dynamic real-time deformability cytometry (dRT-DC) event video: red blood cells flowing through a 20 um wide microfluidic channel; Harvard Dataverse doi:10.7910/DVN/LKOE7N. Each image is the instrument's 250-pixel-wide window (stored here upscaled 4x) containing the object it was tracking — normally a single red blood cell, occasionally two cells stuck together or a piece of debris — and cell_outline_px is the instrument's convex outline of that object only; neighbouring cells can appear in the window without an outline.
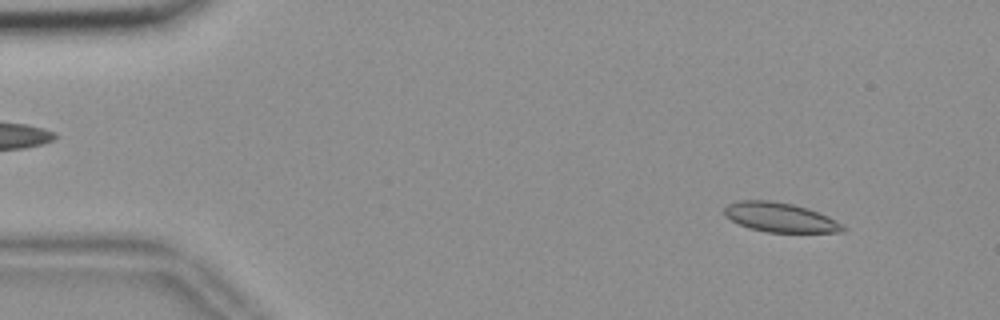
{"species": "common noctule bat (a hibernating species)", "species_latin": "Nyctalus noctula", "temperature_condition": "room temperature", "stored_images_in_passage": 56, "camera_frame_rate_fps": 3000, "um_per_image_px": 0.085, "animal": {"sex": "female", "body_mass_g": 18.4}, "frame": {"image": 1, "passage_image": 6, "time_ms": 1.667, "image_size_px": [1000, 320], "cell_outline_px": [[848, 228], [844, 232], [768, 232], [748, 228], [724, 216], [724, 208], [728, 204], [740, 200], [768, 200], [792, 204], [808, 208], [828, 216], [836, 220]], "centroid_in_image_um": [66.33, 18.48], "position_along_channel_um": 18.7, "area_um2": 20.35}}
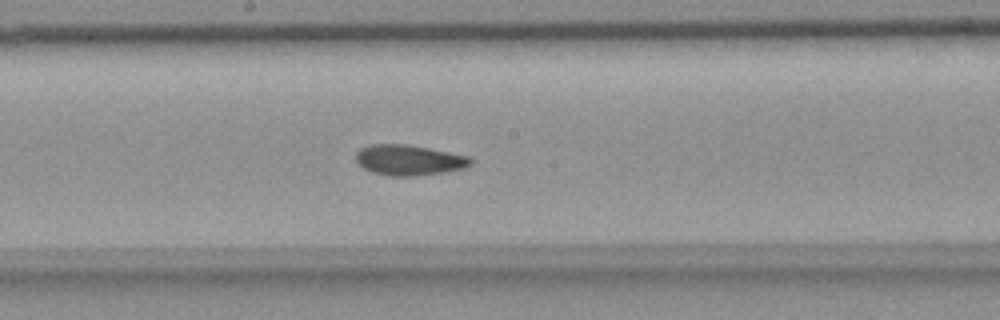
{"frame": {"image": 2, "passage_image": 30, "time_ms": 9.667, "image_size_px": [1000, 320], "cell_outline_px": [[472, 164], [464, 168], [440, 172], [412, 176], [388, 176], [372, 172], [364, 168], [356, 160], [356, 152], [360, 148], [368, 144], [408, 144], [468, 156], [472, 160]], "centroid_in_image_um": [34.72, 13.59], "position_along_channel_um": 213.5, "area_um2": 20.23}}
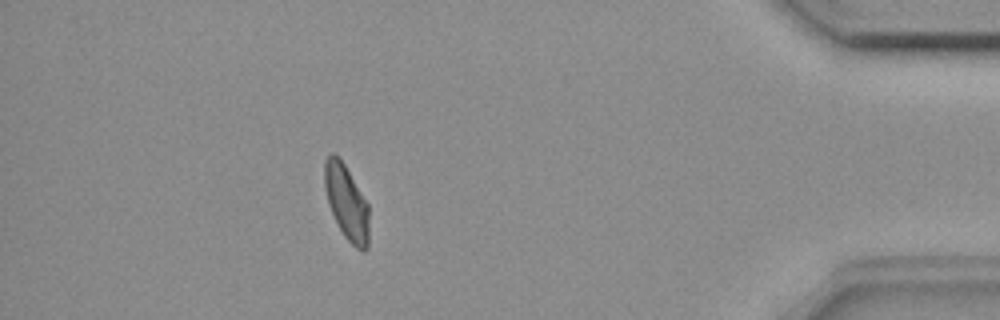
{"frame": {"image": 3, "passage_image": 50, "time_ms": 16.333, "image_size_px": [1000, 320], "cell_outline_px": [[368, 248], [364, 252], [360, 252], [344, 236], [328, 204], [324, 188], [324, 160], [332, 152], [344, 164], [368, 204]], "centroid_in_image_um": [29.45, 17.22], "position_along_channel_um": 405.8, "area_um2": 19.19}, "authors_computed_cell_mechanics": {"area_um2": 20.23, "velocity_mm_per_s": 3.6224, "shape_relaxation_time_tau1_ms": 9.2883, "shape_relaxation_time_tau2_ms": 2.2478, "deformation_change_tau1": 0.1853, "deformation_change_tau2": 0.0663}}